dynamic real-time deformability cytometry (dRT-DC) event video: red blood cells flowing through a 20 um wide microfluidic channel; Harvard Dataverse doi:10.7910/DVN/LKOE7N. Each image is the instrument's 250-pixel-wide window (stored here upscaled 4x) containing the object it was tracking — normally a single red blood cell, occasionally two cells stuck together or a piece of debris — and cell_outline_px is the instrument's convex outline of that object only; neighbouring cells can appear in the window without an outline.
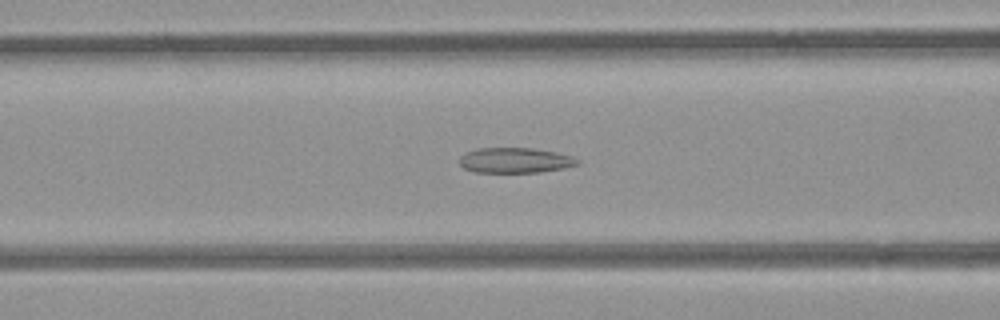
{"species": "common noctule bat (a hibernating species)", "species_latin": "Nyctalus noctula", "temperature_condition": "room temperature", "stored_images_in_passage": 53, "camera_frame_rate_fps": 3000, "um_per_image_px": 0.085, "animal": {"sex": "female", "body_mass_g": 21.9}, "frame": {"image": 1, "passage_image": 21, "time_ms": 6.667, "image_size_px": [1000, 320], "cell_outline_px": [[580, 164], [564, 168], [540, 172], [476, 172], [464, 168], [460, 164], [460, 156], [476, 148], [532, 148], [556, 152], [572, 156], [580, 160]], "centroid_in_image_um": [43.82, 13.62], "position_along_channel_um": 122.8, "area_um2": 17.34}}
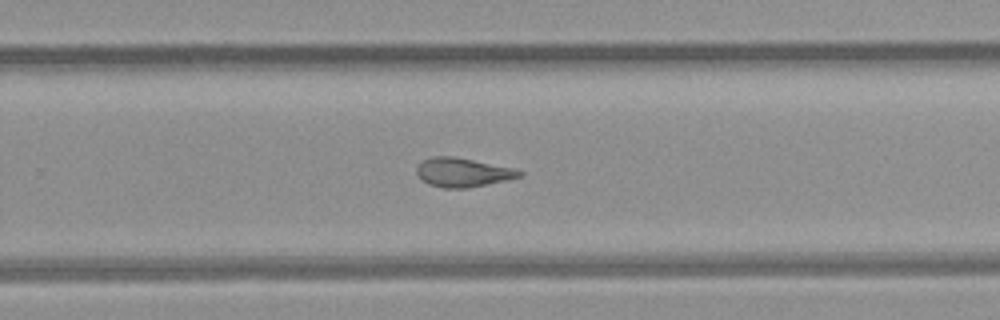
{"frame": {"image": 2, "passage_image": 34, "time_ms": 11.0, "image_size_px": [1000, 320], "cell_outline_px": [[524, 176], [508, 180], [468, 188], [444, 188], [428, 184], [420, 180], [416, 172], [416, 168], [424, 160], [432, 156], [456, 156], [512, 168], [524, 172]], "centroid_in_image_um": [39.34, 14.66], "position_along_channel_um": 290.5, "area_um2": 17.51}}
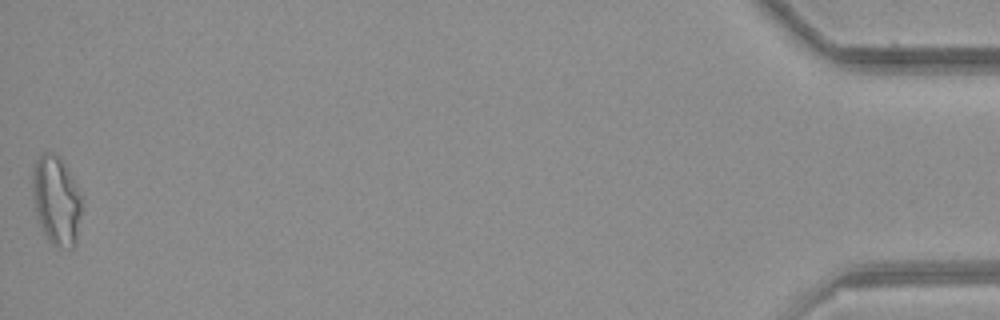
{"frame": {"image": 3, "passage_image": 53, "time_ms": 17.333, "image_size_px": [1000, 320], "cell_outline_px": [[80, 212], [76, 244], [72, 248], [52, 244], [44, 236], [36, 216], [32, 188], [32, 168], [36, 160], [44, 152], [52, 152], [64, 164], [80, 196]], "centroid_in_image_um": [4.74, 17.06], "position_along_channel_um": 430.5, "area_um2": 24.97}, "authors_computed_cell_mechanics": {"area_um2": 19.7098, "velocity_mm_per_s": 3.8743, "shape_relaxation_time_tau1_ms": null, "shape_relaxation_time_tau2_ms": 2.2213, "deformation_change_tau1": null, "deformation_change_tau2": 0.0965}}